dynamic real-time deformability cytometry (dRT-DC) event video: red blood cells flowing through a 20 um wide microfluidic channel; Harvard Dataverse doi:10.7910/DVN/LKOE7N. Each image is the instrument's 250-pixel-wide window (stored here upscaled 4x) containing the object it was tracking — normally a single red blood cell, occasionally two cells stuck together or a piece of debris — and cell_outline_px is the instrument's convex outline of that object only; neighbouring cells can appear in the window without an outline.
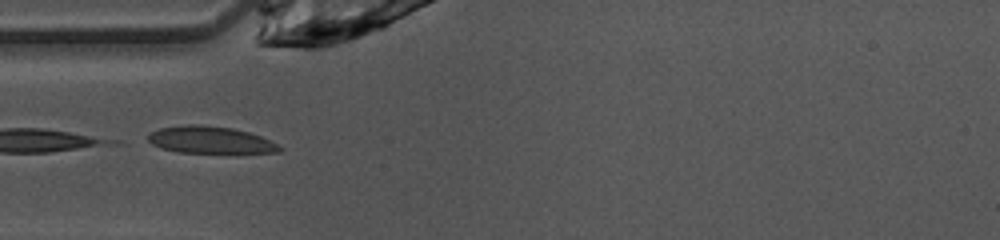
{"species": "common noctule bat (a hibernating species)", "species_latin": "Nyctalus noctula", "temperature_condition": "warm", "stored_images_in_passage": 26, "camera_frame_rate_fps": 3000, "um_per_image_px": 0.085, "animal": {"sex": "female", "body_mass_g": 10.0, "forearm_length_mm": 53.1}, "frame": {"image": 1, "passage_image": 5, "time_ms": 1.333, "image_size_px": [1000, 240], "cell_outline_px": [[284, 148], [280, 152], [180, 152], [164, 148], [152, 144], [148, 140], [148, 136], [152, 132], [160, 128], [188, 124], [200, 124], [232, 128], [248, 132], [260, 136]], "centroid_in_image_um": [17.87, 11.88], "position_along_channel_um": 67.1, "area_um2": 20.23}}